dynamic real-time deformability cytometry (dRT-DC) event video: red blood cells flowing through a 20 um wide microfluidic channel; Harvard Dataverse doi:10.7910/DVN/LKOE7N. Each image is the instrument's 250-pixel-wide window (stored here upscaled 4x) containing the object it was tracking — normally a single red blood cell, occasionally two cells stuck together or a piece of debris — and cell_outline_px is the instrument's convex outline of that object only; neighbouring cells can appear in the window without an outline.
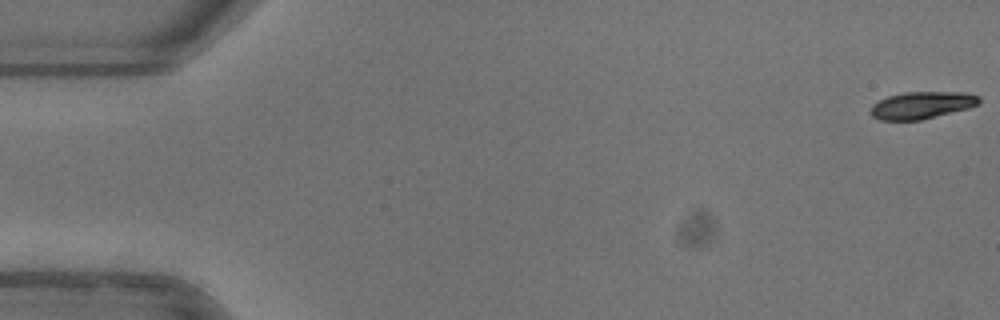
{"species": "common noctule bat (a hibernating species)", "species_latin": "Nyctalus noctula", "temperature_condition": "warm", "stored_images_in_passage": 52, "camera_frame_rate_fps": 3000, "um_per_image_px": 0.085, "animal": {"sex": "female"}, "frame": {"image": 1, "passage_image": 1, "time_ms": 0.0, "image_size_px": [1000, 320], "cell_outline_px": [[980, 104], [968, 108], [920, 120], [880, 120], [872, 116], [868, 112], [872, 104], [888, 96], [904, 92], [968, 92], [980, 96]], "centroid_in_image_um": [78.35, 8.93], "position_along_channel_um": 6.7, "area_um2": 17.28}}
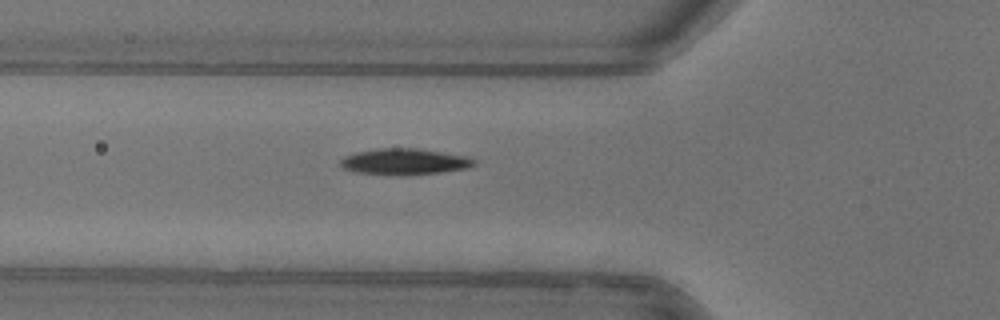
{"frame": {"image": 2, "passage_image": 19, "time_ms": 6.0, "image_size_px": [1000, 320], "cell_outline_px": [[476, 164], [468, 168], [440, 172], [356, 172], [344, 168], [340, 164], [340, 160], [344, 156], [356, 152], [380, 148], [420, 148], [472, 156], [476, 160]], "centroid_in_image_um": [34.48, 13.67], "position_along_channel_um": 91.3, "area_um2": 19.54}}
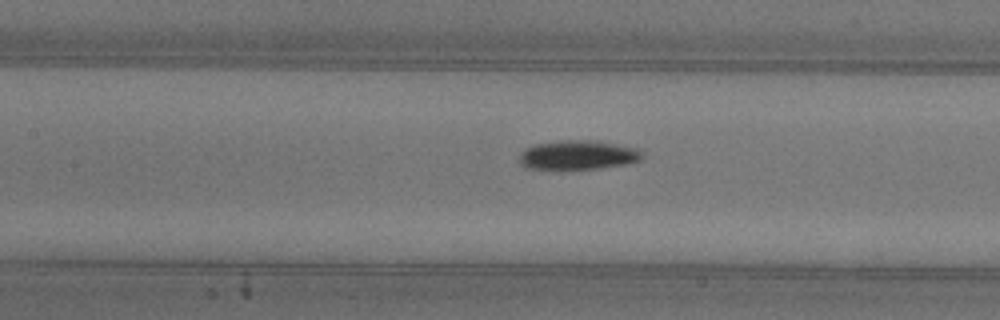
{"frame": {"image": 3, "passage_image": 24, "time_ms": 7.667, "image_size_px": [1000, 320], "cell_outline_px": [[644, 156], [640, 160], [628, 164], [600, 168], [560, 172], [524, 168], [520, 164], [520, 152], [524, 148], [536, 144], [564, 140], [600, 140], [640, 148], [644, 152]], "centroid_in_image_um": [49.13, 13.21], "position_along_channel_um": 158.3, "area_um2": 22.25}, "authors_computed_cell_mechanics": {"area_um2": 18.6116, "velocity_mm_per_s": 3.9699, "shape_relaxation_time_tau1_ms": 2.5545, "shape_relaxation_time_tau2_ms": null, "deformation_change_tau1": 0.1301, "deformation_change_tau2": null}}